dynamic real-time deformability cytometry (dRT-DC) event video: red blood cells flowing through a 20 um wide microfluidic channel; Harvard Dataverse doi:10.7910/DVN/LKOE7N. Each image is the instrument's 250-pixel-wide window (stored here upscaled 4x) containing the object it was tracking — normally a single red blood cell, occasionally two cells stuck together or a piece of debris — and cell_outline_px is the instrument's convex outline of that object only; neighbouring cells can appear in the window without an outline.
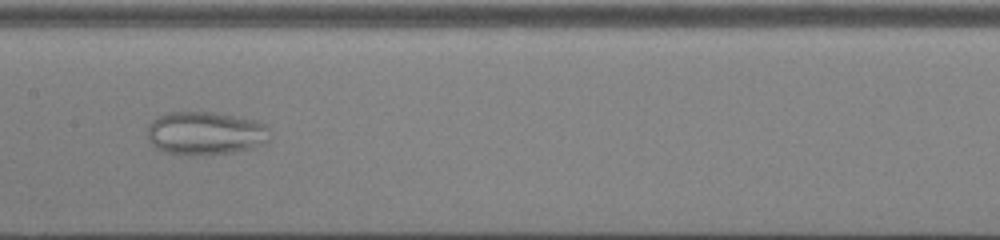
{"species": "common noctule bat (a hibernating species)", "species_latin": "Nyctalus noctula", "temperature_condition": "cold", "stored_images_in_passage": 54, "camera_frame_rate_fps": 3000, "um_per_image_px": 0.085, "animal": {"sex": "male", "body_mass_g": 13.0, "forearm_length_mm": 53.1}, "frame": {"image": 1, "passage_image": 29, "time_ms": 9.333, "image_size_px": [1000, 240], "cell_outline_px": [[272, 140], [268, 144], [236, 152], [168, 152], [156, 148], [148, 140], [148, 124], [156, 116], [168, 112], [216, 112], [260, 120], [268, 128]], "centroid_in_image_um": [17.54, 11.27], "position_along_channel_um": 189.9, "area_um2": 30.75}}
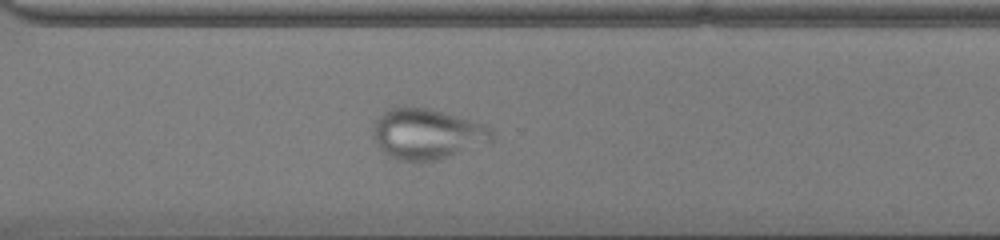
{"frame": {"image": 2, "passage_image": 40, "time_ms": 13.0, "image_size_px": [1000, 240], "cell_outline_px": [[492, 140], [488, 144], [440, 160], [400, 160], [388, 156], [376, 144], [372, 136], [372, 128], [376, 120], [388, 108], [428, 108], [484, 124], [492, 132]], "centroid_in_image_um": [36.29, 11.41], "position_along_channel_um": 334.3, "area_um2": 34.8}}